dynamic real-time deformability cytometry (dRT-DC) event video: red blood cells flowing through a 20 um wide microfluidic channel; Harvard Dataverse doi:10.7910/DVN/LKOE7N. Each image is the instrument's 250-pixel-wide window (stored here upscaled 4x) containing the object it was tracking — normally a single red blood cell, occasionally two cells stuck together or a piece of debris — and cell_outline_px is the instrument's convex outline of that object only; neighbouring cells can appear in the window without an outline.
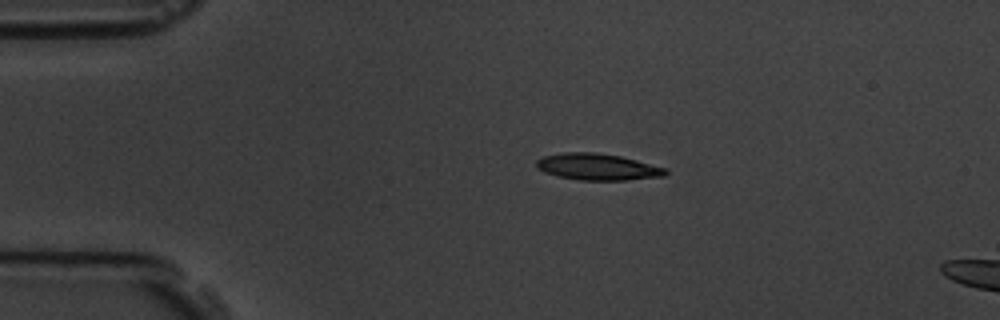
{"species": "common noctule bat (a hibernating species)", "species_latin": "Nyctalus noctula", "temperature_condition": "room temperature", "stored_images_in_passage": 5, "segment_of_instrument_passage": [1, 2], "camera_frame_rate_fps": 3000, "um_per_image_px": 0.085, "animal": {"sex": "male", "body_mass_g": 19.5, "forearm_length_mm": 54.6}, "frame": {"image": 1, "passage_image": 3, "time_ms": 2.333, "image_size_px": [1000, 320], "cell_outline_px": [[668, 172], [664, 176], [628, 180], [580, 180], [556, 176], [544, 172], [536, 168], [536, 160], [544, 156], [560, 152], [596, 152], [620, 156], [668, 168]], "centroid_in_image_um": [50.78, 14.18], "position_along_channel_um": 34.2, "area_um2": 20.17}}